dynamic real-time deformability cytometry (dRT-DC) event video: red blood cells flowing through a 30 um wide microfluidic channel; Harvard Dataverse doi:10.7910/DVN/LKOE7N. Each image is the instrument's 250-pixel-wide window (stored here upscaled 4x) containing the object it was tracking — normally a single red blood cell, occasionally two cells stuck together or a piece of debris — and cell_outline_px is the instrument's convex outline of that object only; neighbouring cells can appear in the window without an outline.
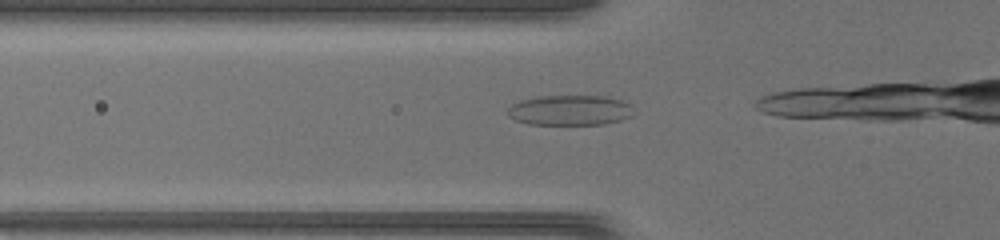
{"species": "common noctule bat (a hibernating species)", "species_latin": "Nyctalus noctula", "temperature_condition": "warm", "stored_images_in_passage": 9, "camera_frame_rate_fps": 3000, "um_per_image_px": 0.085, "animal": {"sex": "female", "body_mass_g": 17.0, "forearm_length_mm": 48.0}, "frame": {"image": 1, "passage_image": 6, "time_ms": 1.667, "image_size_px": [1000, 240], "cell_outline_px": [[636, 116], [604, 124], [528, 124], [516, 120], [508, 116], [508, 108], [512, 104], [520, 100], [536, 96], [604, 96], [620, 100], [632, 104]], "centroid_in_image_um": [48.49, 9.37], "position_along_channel_um": 77.3, "area_um2": 22.43}}